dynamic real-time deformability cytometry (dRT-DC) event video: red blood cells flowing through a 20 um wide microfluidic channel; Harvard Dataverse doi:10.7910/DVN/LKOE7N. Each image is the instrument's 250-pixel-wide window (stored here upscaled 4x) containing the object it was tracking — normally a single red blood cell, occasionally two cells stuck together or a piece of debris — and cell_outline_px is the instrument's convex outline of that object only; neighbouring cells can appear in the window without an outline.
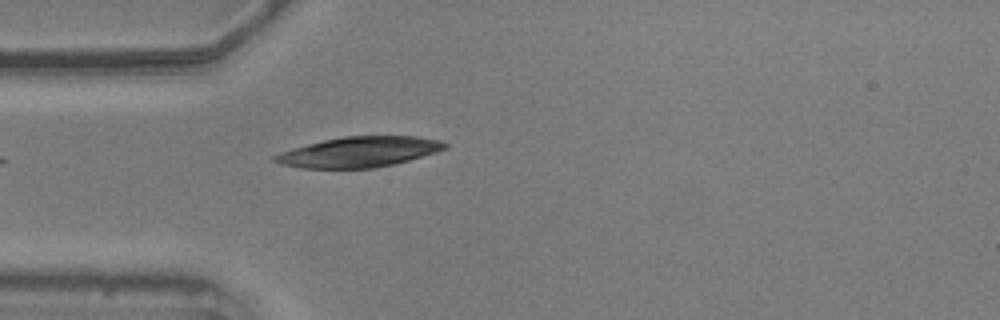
{"species": "common noctule bat (a hibernating species)", "species_latin": "Nyctalus noctula", "temperature_condition": "warm", "stored_images_in_passage": 41, "camera_frame_rate_fps": 3000, "um_per_image_px": 0.085, "animal": {"sex": "male", "body_mass_g": 20.5, "forearm_length_mm": 52.5}, "frame": {"image": 1, "passage_image": 1, "time_ms": 0.0, "image_size_px": [1000, 320], "cell_outline_px": [[448, 148], [436, 152], [408, 160], [376, 168], [300, 168], [280, 164], [272, 160], [272, 156], [280, 152], [292, 148], [324, 140], [344, 136], [416, 136], [440, 140], [448, 144]], "centroid_in_image_um": [30.5, 12.91], "position_along_channel_um": 54.5, "area_um2": 30.06}}
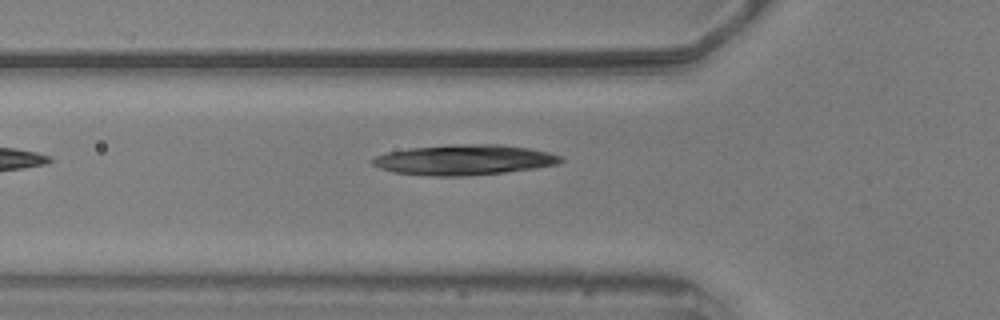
{"frame": {"image": 2, "passage_image": 4, "time_ms": 1.0, "image_size_px": [1000, 320], "cell_outline_px": [[564, 160], [556, 164], [532, 168], [504, 172], [468, 176], [432, 176], [392, 172], [380, 168], [372, 164], [368, 160], [376, 156], [388, 152], [408, 148], [464, 144], [500, 144], [528, 148], [548, 152], [560, 156]], "centroid_in_image_um": [39.4, 13.59], "position_along_channel_um": 86.4, "area_um2": 33.06}}
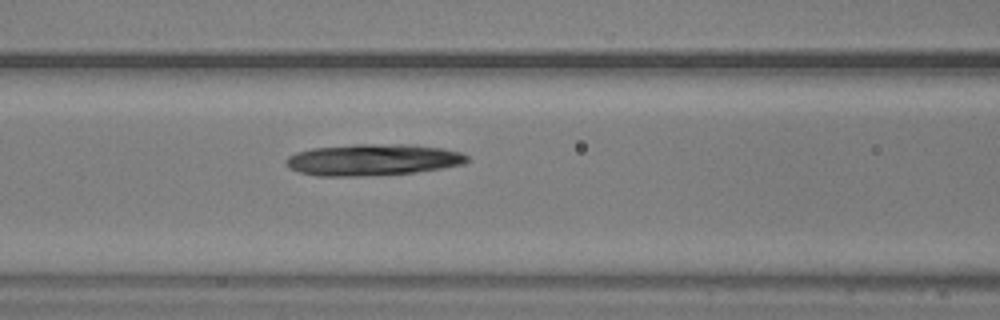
{"frame": {"image": 3, "passage_image": 8, "time_ms": 2.333, "image_size_px": [1000, 320], "cell_outline_px": [[468, 160], [464, 164], [416, 172], [360, 176], [316, 176], [300, 172], [284, 164], [284, 160], [288, 156], [296, 152], [312, 148], [356, 144], [412, 144], [440, 148], [460, 152], [468, 156]], "centroid_in_image_um": [31.66, 13.57], "position_along_channel_um": 134.9, "area_um2": 33.23}}